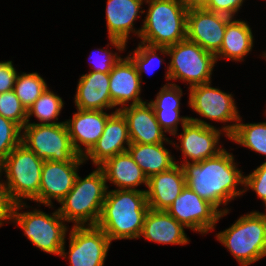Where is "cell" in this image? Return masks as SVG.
I'll use <instances>...</instances> for the list:
<instances>
[{
  "label": "cell",
  "instance_id": "cell-37",
  "mask_svg": "<svg viewBox=\"0 0 266 266\" xmlns=\"http://www.w3.org/2000/svg\"><path fill=\"white\" fill-rule=\"evenodd\" d=\"M17 74L12 61L0 62V94L13 90Z\"/></svg>",
  "mask_w": 266,
  "mask_h": 266
},
{
  "label": "cell",
  "instance_id": "cell-27",
  "mask_svg": "<svg viewBox=\"0 0 266 266\" xmlns=\"http://www.w3.org/2000/svg\"><path fill=\"white\" fill-rule=\"evenodd\" d=\"M127 151L147 178L166 171L176 164L171 153L164 147V143H131Z\"/></svg>",
  "mask_w": 266,
  "mask_h": 266
},
{
  "label": "cell",
  "instance_id": "cell-17",
  "mask_svg": "<svg viewBox=\"0 0 266 266\" xmlns=\"http://www.w3.org/2000/svg\"><path fill=\"white\" fill-rule=\"evenodd\" d=\"M130 144L127 120L117 108L108 117L103 133L97 143L83 157L85 161L90 159L94 166L99 167L109 158L127 151Z\"/></svg>",
  "mask_w": 266,
  "mask_h": 266
},
{
  "label": "cell",
  "instance_id": "cell-23",
  "mask_svg": "<svg viewBox=\"0 0 266 266\" xmlns=\"http://www.w3.org/2000/svg\"><path fill=\"white\" fill-rule=\"evenodd\" d=\"M184 228L166 210L149 209L140 237L159 244L185 245L190 239Z\"/></svg>",
  "mask_w": 266,
  "mask_h": 266
},
{
  "label": "cell",
  "instance_id": "cell-31",
  "mask_svg": "<svg viewBox=\"0 0 266 266\" xmlns=\"http://www.w3.org/2000/svg\"><path fill=\"white\" fill-rule=\"evenodd\" d=\"M157 51H159V54L161 53L162 55L168 56L167 47H154L141 42L138 43V47L134 49L133 52L129 53L128 56L135 64L141 82L143 81L141 76L142 73L152 74L153 71L156 70V67L158 68L159 65L161 66L162 61L164 62L156 53Z\"/></svg>",
  "mask_w": 266,
  "mask_h": 266
},
{
  "label": "cell",
  "instance_id": "cell-33",
  "mask_svg": "<svg viewBox=\"0 0 266 266\" xmlns=\"http://www.w3.org/2000/svg\"><path fill=\"white\" fill-rule=\"evenodd\" d=\"M0 115L14 121L21 128L27 123V110L13 90L0 94Z\"/></svg>",
  "mask_w": 266,
  "mask_h": 266
},
{
  "label": "cell",
  "instance_id": "cell-6",
  "mask_svg": "<svg viewBox=\"0 0 266 266\" xmlns=\"http://www.w3.org/2000/svg\"><path fill=\"white\" fill-rule=\"evenodd\" d=\"M42 160L36 153L20 143L0 164V174L5 172L6 192L12 204L23 199L33 201L39 194Z\"/></svg>",
  "mask_w": 266,
  "mask_h": 266
},
{
  "label": "cell",
  "instance_id": "cell-7",
  "mask_svg": "<svg viewBox=\"0 0 266 266\" xmlns=\"http://www.w3.org/2000/svg\"><path fill=\"white\" fill-rule=\"evenodd\" d=\"M27 207L25 202L12 205L9 221L24 231V235L41 251L60 256L69 229L58 210L51 215L34 209L19 212Z\"/></svg>",
  "mask_w": 266,
  "mask_h": 266
},
{
  "label": "cell",
  "instance_id": "cell-16",
  "mask_svg": "<svg viewBox=\"0 0 266 266\" xmlns=\"http://www.w3.org/2000/svg\"><path fill=\"white\" fill-rule=\"evenodd\" d=\"M144 1L146 0H107L105 13L108 39L120 52L125 50L130 32L138 37L141 35L142 29L135 30L133 26L140 13L146 12L140 10Z\"/></svg>",
  "mask_w": 266,
  "mask_h": 266
},
{
  "label": "cell",
  "instance_id": "cell-14",
  "mask_svg": "<svg viewBox=\"0 0 266 266\" xmlns=\"http://www.w3.org/2000/svg\"><path fill=\"white\" fill-rule=\"evenodd\" d=\"M231 19L227 15L206 9L189 10L186 38L215 55L222 46L226 25Z\"/></svg>",
  "mask_w": 266,
  "mask_h": 266
},
{
  "label": "cell",
  "instance_id": "cell-30",
  "mask_svg": "<svg viewBox=\"0 0 266 266\" xmlns=\"http://www.w3.org/2000/svg\"><path fill=\"white\" fill-rule=\"evenodd\" d=\"M47 87L46 82L38 73L23 72L17 74L13 91L28 110Z\"/></svg>",
  "mask_w": 266,
  "mask_h": 266
},
{
  "label": "cell",
  "instance_id": "cell-24",
  "mask_svg": "<svg viewBox=\"0 0 266 266\" xmlns=\"http://www.w3.org/2000/svg\"><path fill=\"white\" fill-rule=\"evenodd\" d=\"M182 93L179 85L167 83L158 92L155 100L149 102L162 130L174 136L177 135L178 124L181 123L183 127L189 121L188 116L179 115Z\"/></svg>",
  "mask_w": 266,
  "mask_h": 266
},
{
  "label": "cell",
  "instance_id": "cell-3",
  "mask_svg": "<svg viewBox=\"0 0 266 266\" xmlns=\"http://www.w3.org/2000/svg\"><path fill=\"white\" fill-rule=\"evenodd\" d=\"M107 191L104 173L97 167L83 179L77 175L74 186L59 202L61 206L57 210L74 226L97 225Z\"/></svg>",
  "mask_w": 266,
  "mask_h": 266
},
{
  "label": "cell",
  "instance_id": "cell-38",
  "mask_svg": "<svg viewBox=\"0 0 266 266\" xmlns=\"http://www.w3.org/2000/svg\"><path fill=\"white\" fill-rule=\"evenodd\" d=\"M1 177V174H0ZM4 180L0 181V227L4 224V221H8L10 219L11 210H12V203L8 198L6 187Z\"/></svg>",
  "mask_w": 266,
  "mask_h": 266
},
{
  "label": "cell",
  "instance_id": "cell-20",
  "mask_svg": "<svg viewBox=\"0 0 266 266\" xmlns=\"http://www.w3.org/2000/svg\"><path fill=\"white\" fill-rule=\"evenodd\" d=\"M109 91L113 106H127L129 101L131 105L141 104L143 101L141 94V79L137 68L131 58H120L109 72Z\"/></svg>",
  "mask_w": 266,
  "mask_h": 266
},
{
  "label": "cell",
  "instance_id": "cell-1",
  "mask_svg": "<svg viewBox=\"0 0 266 266\" xmlns=\"http://www.w3.org/2000/svg\"><path fill=\"white\" fill-rule=\"evenodd\" d=\"M180 165L186 185L221 213L229 210L219 209L221 205H226L244 193V189L238 188L244 184V174L236 166L232 153L226 149L212 158Z\"/></svg>",
  "mask_w": 266,
  "mask_h": 266
},
{
  "label": "cell",
  "instance_id": "cell-19",
  "mask_svg": "<svg viewBox=\"0 0 266 266\" xmlns=\"http://www.w3.org/2000/svg\"><path fill=\"white\" fill-rule=\"evenodd\" d=\"M118 109L127 120L131 143H172V140L170 141L168 138L164 137L165 132L160 127L152 105L149 102L135 105L129 104Z\"/></svg>",
  "mask_w": 266,
  "mask_h": 266
},
{
  "label": "cell",
  "instance_id": "cell-26",
  "mask_svg": "<svg viewBox=\"0 0 266 266\" xmlns=\"http://www.w3.org/2000/svg\"><path fill=\"white\" fill-rule=\"evenodd\" d=\"M253 38L252 30L247 22L232 18L226 25L222 46L215 54L216 61L222 58L236 62L243 61L252 50Z\"/></svg>",
  "mask_w": 266,
  "mask_h": 266
},
{
  "label": "cell",
  "instance_id": "cell-4",
  "mask_svg": "<svg viewBox=\"0 0 266 266\" xmlns=\"http://www.w3.org/2000/svg\"><path fill=\"white\" fill-rule=\"evenodd\" d=\"M149 9L141 26V43L169 47L186 39L187 12L181 0H146Z\"/></svg>",
  "mask_w": 266,
  "mask_h": 266
},
{
  "label": "cell",
  "instance_id": "cell-39",
  "mask_svg": "<svg viewBox=\"0 0 266 266\" xmlns=\"http://www.w3.org/2000/svg\"><path fill=\"white\" fill-rule=\"evenodd\" d=\"M181 1L186 6V9L188 11L193 9H205L210 2V0H181Z\"/></svg>",
  "mask_w": 266,
  "mask_h": 266
},
{
  "label": "cell",
  "instance_id": "cell-2",
  "mask_svg": "<svg viewBox=\"0 0 266 266\" xmlns=\"http://www.w3.org/2000/svg\"><path fill=\"white\" fill-rule=\"evenodd\" d=\"M146 190H108L97 226L111 240L140 238L150 209Z\"/></svg>",
  "mask_w": 266,
  "mask_h": 266
},
{
  "label": "cell",
  "instance_id": "cell-29",
  "mask_svg": "<svg viewBox=\"0 0 266 266\" xmlns=\"http://www.w3.org/2000/svg\"><path fill=\"white\" fill-rule=\"evenodd\" d=\"M64 107V102L60 96L54 94L50 91L48 87L46 90L35 100L32 106L27 110V123H29V118L33 115L39 119L40 123L37 124H59L62 122H55L58 120V116L62 108ZM54 120L53 122H51Z\"/></svg>",
  "mask_w": 266,
  "mask_h": 266
},
{
  "label": "cell",
  "instance_id": "cell-9",
  "mask_svg": "<svg viewBox=\"0 0 266 266\" xmlns=\"http://www.w3.org/2000/svg\"><path fill=\"white\" fill-rule=\"evenodd\" d=\"M22 130L21 143L44 161H85L84 157L75 151L65 122L26 123Z\"/></svg>",
  "mask_w": 266,
  "mask_h": 266
},
{
  "label": "cell",
  "instance_id": "cell-5",
  "mask_svg": "<svg viewBox=\"0 0 266 266\" xmlns=\"http://www.w3.org/2000/svg\"><path fill=\"white\" fill-rule=\"evenodd\" d=\"M216 238L240 266L251 265L266 256V214L252 211L242 215Z\"/></svg>",
  "mask_w": 266,
  "mask_h": 266
},
{
  "label": "cell",
  "instance_id": "cell-28",
  "mask_svg": "<svg viewBox=\"0 0 266 266\" xmlns=\"http://www.w3.org/2000/svg\"><path fill=\"white\" fill-rule=\"evenodd\" d=\"M238 120L230 140L266 156V122L260 123H241Z\"/></svg>",
  "mask_w": 266,
  "mask_h": 266
},
{
  "label": "cell",
  "instance_id": "cell-34",
  "mask_svg": "<svg viewBox=\"0 0 266 266\" xmlns=\"http://www.w3.org/2000/svg\"><path fill=\"white\" fill-rule=\"evenodd\" d=\"M244 192L248 188L256 192V195L266 207V161L257 167L252 173L244 176ZM246 187V188H245Z\"/></svg>",
  "mask_w": 266,
  "mask_h": 266
},
{
  "label": "cell",
  "instance_id": "cell-15",
  "mask_svg": "<svg viewBox=\"0 0 266 266\" xmlns=\"http://www.w3.org/2000/svg\"><path fill=\"white\" fill-rule=\"evenodd\" d=\"M84 162L45 160L42 165L39 194L33 201L51 208L52 200L59 203L74 186L78 168Z\"/></svg>",
  "mask_w": 266,
  "mask_h": 266
},
{
  "label": "cell",
  "instance_id": "cell-25",
  "mask_svg": "<svg viewBox=\"0 0 266 266\" xmlns=\"http://www.w3.org/2000/svg\"><path fill=\"white\" fill-rule=\"evenodd\" d=\"M99 168L106 182L113 183L118 189L136 190L142 183L147 187L148 178L128 151L109 158Z\"/></svg>",
  "mask_w": 266,
  "mask_h": 266
},
{
  "label": "cell",
  "instance_id": "cell-13",
  "mask_svg": "<svg viewBox=\"0 0 266 266\" xmlns=\"http://www.w3.org/2000/svg\"><path fill=\"white\" fill-rule=\"evenodd\" d=\"M183 131L178 137L181 145L175 143L174 146L179 148L184 155V163H192L212 158L224 150L219 145L221 133L220 129L210 125L206 121L198 118L189 117V121L182 127ZM219 145V146H217Z\"/></svg>",
  "mask_w": 266,
  "mask_h": 266
},
{
  "label": "cell",
  "instance_id": "cell-18",
  "mask_svg": "<svg viewBox=\"0 0 266 266\" xmlns=\"http://www.w3.org/2000/svg\"><path fill=\"white\" fill-rule=\"evenodd\" d=\"M110 115L100 110L77 109L72 119L65 121L72 145L78 155L85 156L93 148L101 137Z\"/></svg>",
  "mask_w": 266,
  "mask_h": 266
},
{
  "label": "cell",
  "instance_id": "cell-36",
  "mask_svg": "<svg viewBox=\"0 0 266 266\" xmlns=\"http://www.w3.org/2000/svg\"><path fill=\"white\" fill-rule=\"evenodd\" d=\"M243 2L244 0H210L209 5L205 9L234 18Z\"/></svg>",
  "mask_w": 266,
  "mask_h": 266
},
{
  "label": "cell",
  "instance_id": "cell-32",
  "mask_svg": "<svg viewBox=\"0 0 266 266\" xmlns=\"http://www.w3.org/2000/svg\"><path fill=\"white\" fill-rule=\"evenodd\" d=\"M22 128L0 115V164L21 143Z\"/></svg>",
  "mask_w": 266,
  "mask_h": 266
},
{
  "label": "cell",
  "instance_id": "cell-21",
  "mask_svg": "<svg viewBox=\"0 0 266 266\" xmlns=\"http://www.w3.org/2000/svg\"><path fill=\"white\" fill-rule=\"evenodd\" d=\"M186 186L184 171L177 163L147 180L146 197L150 209L166 210Z\"/></svg>",
  "mask_w": 266,
  "mask_h": 266
},
{
  "label": "cell",
  "instance_id": "cell-8",
  "mask_svg": "<svg viewBox=\"0 0 266 266\" xmlns=\"http://www.w3.org/2000/svg\"><path fill=\"white\" fill-rule=\"evenodd\" d=\"M170 63L165 74L166 80H182L189 88L211 82L216 56L187 38L167 47Z\"/></svg>",
  "mask_w": 266,
  "mask_h": 266
},
{
  "label": "cell",
  "instance_id": "cell-11",
  "mask_svg": "<svg viewBox=\"0 0 266 266\" xmlns=\"http://www.w3.org/2000/svg\"><path fill=\"white\" fill-rule=\"evenodd\" d=\"M111 243L97 225H73L69 233V251L65 252L64 242L60 257H68L70 266H104Z\"/></svg>",
  "mask_w": 266,
  "mask_h": 266
},
{
  "label": "cell",
  "instance_id": "cell-35",
  "mask_svg": "<svg viewBox=\"0 0 266 266\" xmlns=\"http://www.w3.org/2000/svg\"><path fill=\"white\" fill-rule=\"evenodd\" d=\"M97 51H98V53H100V54H98L99 56L97 55V57H95V52H92L89 56L91 58V55L93 54L97 60L96 61L92 57L95 60V61L94 60L92 61L93 65L91 63L92 72L109 73L111 71L112 67L120 60V58H121L120 55L118 56L117 53L113 54L111 51L106 50V49H102V48L98 49Z\"/></svg>",
  "mask_w": 266,
  "mask_h": 266
},
{
  "label": "cell",
  "instance_id": "cell-12",
  "mask_svg": "<svg viewBox=\"0 0 266 266\" xmlns=\"http://www.w3.org/2000/svg\"><path fill=\"white\" fill-rule=\"evenodd\" d=\"M166 211L185 228L202 235L214 230L219 219L229 213V210L221 213L187 185Z\"/></svg>",
  "mask_w": 266,
  "mask_h": 266
},
{
  "label": "cell",
  "instance_id": "cell-22",
  "mask_svg": "<svg viewBox=\"0 0 266 266\" xmlns=\"http://www.w3.org/2000/svg\"><path fill=\"white\" fill-rule=\"evenodd\" d=\"M109 73L92 72L82 75L77 84L74 102L76 109H113L109 91Z\"/></svg>",
  "mask_w": 266,
  "mask_h": 266
},
{
  "label": "cell",
  "instance_id": "cell-10",
  "mask_svg": "<svg viewBox=\"0 0 266 266\" xmlns=\"http://www.w3.org/2000/svg\"><path fill=\"white\" fill-rule=\"evenodd\" d=\"M188 105L202 117L222 122L232 123L224 125L221 130L226 137L233 134L240 115L232 94L223 92L219 88L211 87V82L199 84L189 88Z\"/></svg>",
  "mask_w": 266,
  "mask_h": 266
}]
</instances>
